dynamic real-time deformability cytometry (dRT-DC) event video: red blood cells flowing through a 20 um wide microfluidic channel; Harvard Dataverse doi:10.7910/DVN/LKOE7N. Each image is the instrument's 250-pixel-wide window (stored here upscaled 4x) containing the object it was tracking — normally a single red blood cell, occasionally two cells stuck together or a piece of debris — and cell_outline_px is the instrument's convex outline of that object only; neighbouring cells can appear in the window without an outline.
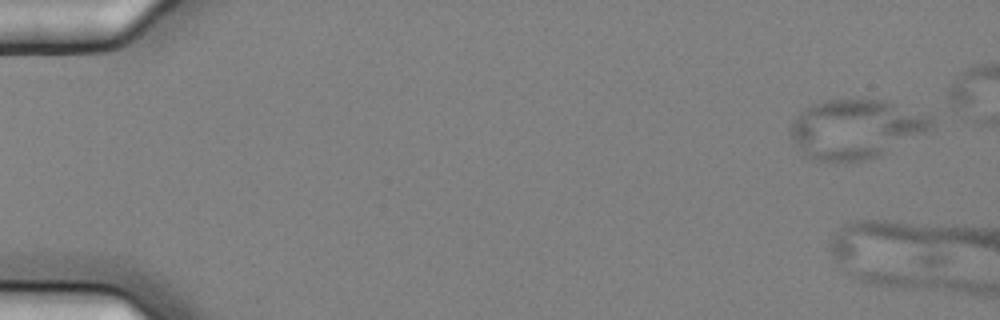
{"species": "common noctule bat (a hibernating species)", "species_latin": "Nyctalus noctula", "temperature_condition": "cold", "stored_images_in_passage": 2, "camera_frame_rate_fps": 3000, "um_per_image_px": 0.085, "animal": {"sex": "female", "body_mass_g": 25.1}, "frame": {"image": 1, "passage_image": 1, "time_ms": 0.0, "image_size_px": [1000, 320], "cell_outline_px": [[936, 128], [876, 156], [864, 160], [836, 164], [812, 160], [804, 152], [792, 136], [788, 128], [792, 120], [804, 108], [828, 100], [888, 100], [932, 116], [936, 120]], "centroid_in_image_um": [72.79, 10.97], "position_along_channel_um": 12.2, "area_um2": 48.84}}